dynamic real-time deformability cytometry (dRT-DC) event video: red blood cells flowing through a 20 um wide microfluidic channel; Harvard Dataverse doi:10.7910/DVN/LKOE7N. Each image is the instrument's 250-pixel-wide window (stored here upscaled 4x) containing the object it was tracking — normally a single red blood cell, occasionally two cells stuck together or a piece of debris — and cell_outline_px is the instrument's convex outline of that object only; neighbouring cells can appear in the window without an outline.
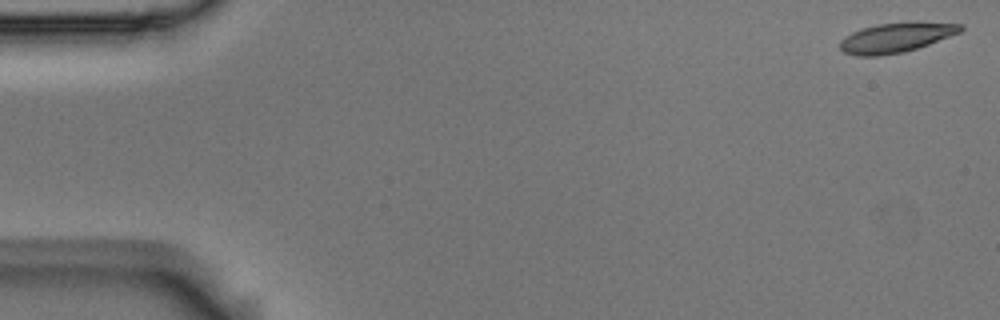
{"species": "Egyptian fruit bat (a non-hibernating species)", "species_latin": "Rousettus aegyptiacus", "temperature_condition": "room temperature", "stored_images_in_passage": 5, "camera_frame_rate_fps": 3000, "um_per_image_px": 0.085, "animal": {"sex": "male"}, "frame": {"image": 1, "passage_image": 1, "time_ms": 0.0, "image_size_px": [1000, 320], "cell_outline_px": [[964, 28], [960, 32], [928, 44], [904, 52], [880, 56], [856, 56], [844, 52], [840, 48], [840, 40], [844, 36], [860, 28], [876, 24], [908, 20], [916, 20], [964, 24]], "centroid_in_image_um": [76.17, 3.15], "position_along_channel_um": 8.8, "area_um2": 21.5}}
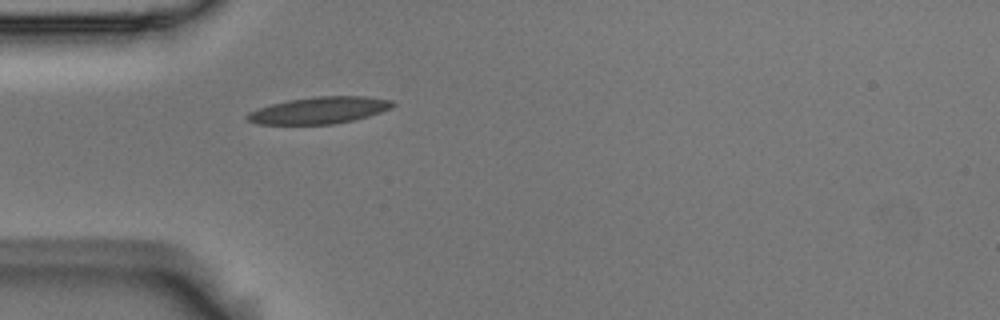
{"frame": {"image": 2, "passage_image": 5, "time_ms": 1.333, "image_size_px": [1000, 320], "cell_outline_px": [[396, 104], [392, 108], [368, 116], [352, 120], [332, 124], [260, 124], [248, 120], [244, 116], [248, 112], [272, 104], [288, 100], [312, 96], [364, 96], [392, 100]], "centroid_in_image_um": [27.15, 9.36], "position_along_channel_um": 57.8, "area_um2": 22.6}}